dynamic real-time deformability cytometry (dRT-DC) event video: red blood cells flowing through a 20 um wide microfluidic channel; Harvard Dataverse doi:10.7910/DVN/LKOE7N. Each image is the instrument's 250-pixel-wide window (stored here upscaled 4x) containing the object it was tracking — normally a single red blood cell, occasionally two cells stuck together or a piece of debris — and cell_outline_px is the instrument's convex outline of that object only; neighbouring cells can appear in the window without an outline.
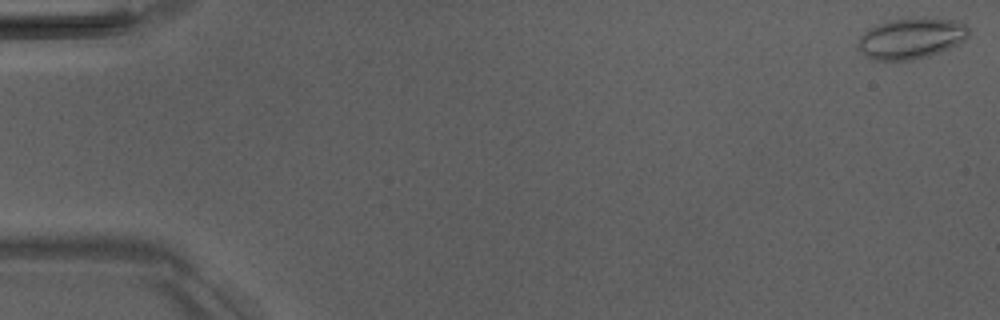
{"species": "Egyptian fruit bat (a non-hibernating species)", "species_latin": "Rousettus aegyptiacus", "temperature_condition": "room temperature", "stored_images_in_passage": 5, "camera_frame_rate_fps": 3000, "um_per_image_px": 0.085, "animal": {"sex": "male"}, "frame": {"image": 1, "passage_image": 1, "time_ms": 0.0, "image_size_px": [1000, 320], "cell_outline_px": [[968, 36], [964, 40], [948, 48], [928, 56], [908, 60], [876, 60], [868, 56], [856, 44], [860, 36], [864, 32], [876, 24], [892, 20], [960, 20], [968, 28]], "centroid_in_image_um": [77.43, 3.28], "position_along_channel_um": 7.6, "area_um2": 25.32}}